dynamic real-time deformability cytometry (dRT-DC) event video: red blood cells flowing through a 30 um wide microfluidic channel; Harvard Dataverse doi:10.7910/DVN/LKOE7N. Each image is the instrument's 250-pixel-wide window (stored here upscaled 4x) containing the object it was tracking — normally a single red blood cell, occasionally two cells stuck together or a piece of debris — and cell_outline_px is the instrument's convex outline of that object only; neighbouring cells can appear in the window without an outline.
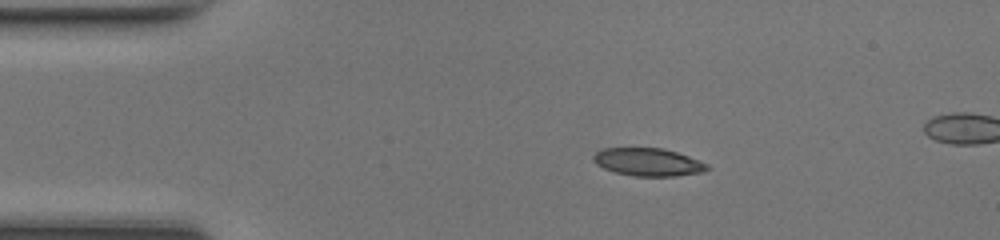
{"species": "common noctule bat (a hibernating species)", "species_latin": "Nyctalus noctula", "temperature_condition": "room temperature", "stored_images_in_passage": 36, "camera_frame_rate_fps": 3000, "um_per_image_px": 0.085, "animal": {"sex": "female", "body_mass_g": 17.0, "forearm_length_mm": 48.0}, "frame": {"image": 1, "passage_image": 1, "time_ms": 0.0, "image_size_px": [1000, 240], "cell_outline_px": [[712, 168], [704, 172], [676, 176], [636, 176], [616, 172], [604, 168], [596, 164], [592, 160], [592, 156], [596, 152], [604, 148], [664, 148], [688, 156], [708, 164]], "centroid_in_image_um": [55.11, 13.77], "position_along_channel_um": 29.9, "area_um2": 18.5}}
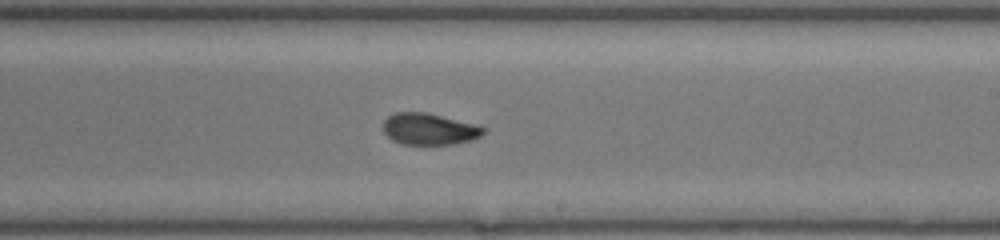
{"frame": {"image": 2, "passage_image": 20, "time_ms": 6.333, "image_size_px": [1000, 240], "cell_outline_px": [[488, 128], [480, 136], [472, 140], [452, 144], [404, 144], [392, 140], [384, 132], [384, 120], [388, 116], [396, 112], [424, 112], [476, 124]], "centroid_in_image_um": [36.5, 10.97], "position_along_channel_um": 252.5, "area_um2": 18.32}}
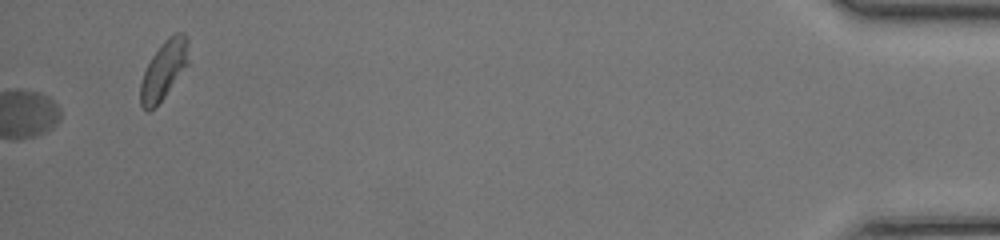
{"frame": {"image": 3, "passage_image": 36, "time_ms": 11.667, "image_size_px": [1000, 240], "cell_outline_px": [[188, 64], [164, 96], [148, 112], [140, 104], [140, 84], [144, 72], [152, 56], [164, 40], [168, 36], [176, 32], [184, 32], [188, 40]], "centroid_in_image_um": [13.93, 5.9], "position_along_channel_um": 421.3, "area_um2": 16.07}, "authors_computed_cell_mechanics": {"area_um2": 18.9584, "velocity_mm_per_s": 4.34, "shape_relaxation_time_tau1_ms": 11.2253, "shape_relaxation_time_tau2_ms": 1.5862, "deformation_change_tau1": 0.2485, "deformation_change_tau2": 0.0665}}